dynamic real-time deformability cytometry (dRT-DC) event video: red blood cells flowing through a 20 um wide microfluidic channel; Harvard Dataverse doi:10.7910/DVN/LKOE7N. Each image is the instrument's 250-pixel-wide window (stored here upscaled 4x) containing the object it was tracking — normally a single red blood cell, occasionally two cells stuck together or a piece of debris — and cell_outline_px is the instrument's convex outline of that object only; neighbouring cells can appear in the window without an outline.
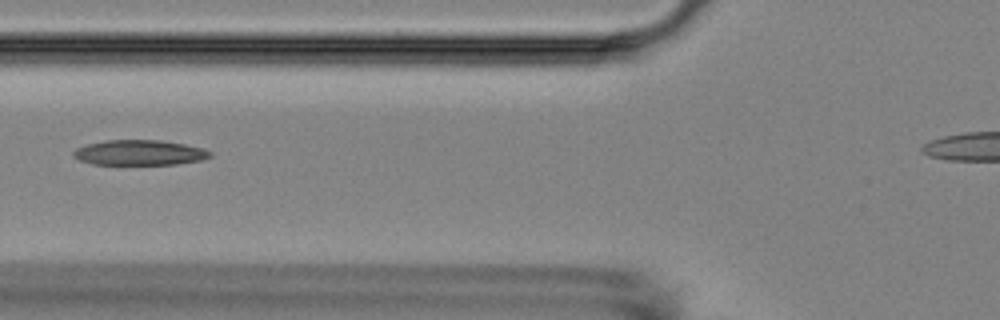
{"species": "Egyptian fruit bat (a non-hibernating species)", "species_latin": "Rousettus aegyptiacus", "temperature_condition": "room temperature", "stored_images_in_passage": 5, "segment_of_instrument_passage": [1, 2], "camera_frame_rate_fps": 3000, "um_per_image_px": 0.085, "animal": {"sex": "female"}, "frame": {"image": 1, "passage_image": 2, "time_ms": 1.333, "image_size_px": [1000, 320], "cell_outline_px": [[212, 156], [200, 160], [176, 164], [92, 164], [80, 160], [72, 156], [72, 152], [76, 148], [88, 144], [104, 140], [160, 140], [184, 144], [204, 148], [212, 152]], "centroid_in_image_um": [11.85, 12.97], "position_along_channel_um": 113.9, "area_um2": 20.06}}
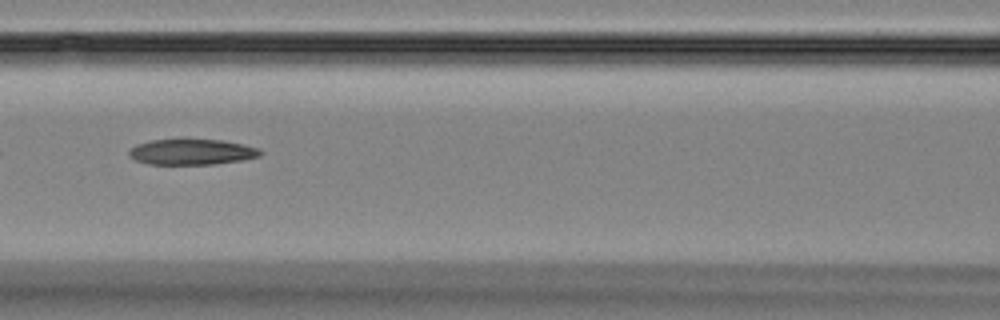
{"frame": {"image": 2, "passage_image": 3, "time_ms": 2.333, "image_size_px": [1000, 320], "cell_outline_px": [[264, 152], [260, 156], [244, 160], [216, 164], [148, 164], [136, 160], [128, 156], [128, 152], [136, 144], [152, 140], [224, 140], [244, 144], [256, 148]], "centroid_in_image_um": [16.33, 12.92], "position_along_channel_um": 150.3, "area_um2": 19.59}}
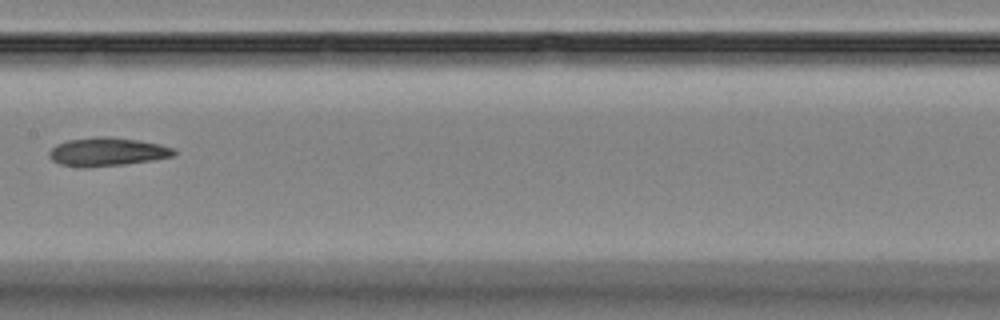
{"frame": {"image": 3, "passage_image": 4, "time_ms": 3.667, "image_size_px": [1000, 320], "cell_outline_px": [[176, 152], [172, 156], [152, 160], [124, 164], [88, 168], [80, 168], [60, 164], [52, 160], [48, 156], [48, 152], [56, 144], [68, 140], [92, 136], [112, 136], [160, 144], [172, 148]], "centroid_in_image_um": [9.04, 12.9], "position_along_channel_um": 198.4, "area_um2": 20.87}}